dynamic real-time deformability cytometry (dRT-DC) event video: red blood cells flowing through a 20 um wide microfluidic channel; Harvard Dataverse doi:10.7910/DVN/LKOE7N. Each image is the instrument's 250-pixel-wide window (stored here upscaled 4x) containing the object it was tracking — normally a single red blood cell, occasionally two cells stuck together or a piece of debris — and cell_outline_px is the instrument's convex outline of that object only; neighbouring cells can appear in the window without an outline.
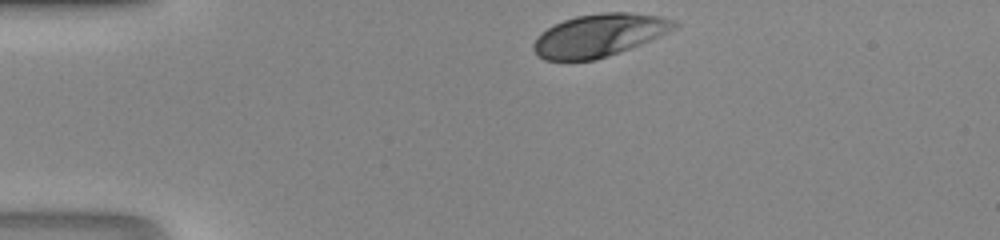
{"species": "human", "species_latin": "Homo sapiens", "temperature_condition": "room temperature", "stored_images_in_passage": 29, "camera_frame_rate_fps": 3000, "um_per_image_px": 0.085, "donor": {"sex": "male"}, "frame": {"image": 1, "passage_image": 1, "time_ms": 0.0, "image_size_px": [1000, 240], "cell_outline_px": [[680, 24], [676, 28], [668, 32], [640, 44], [608, 56], [596, 60], [544, 60], [536, 56], [532, 48], [532, 44], [540, 32], [564, 20], [576, 16], [604, 12], [628, 12], [660, 16], [676, 20]], "centroid_in_image_um": [50.92, 3.0], "position_along_channel_um": 34.1, "area_um2": 35.03}}
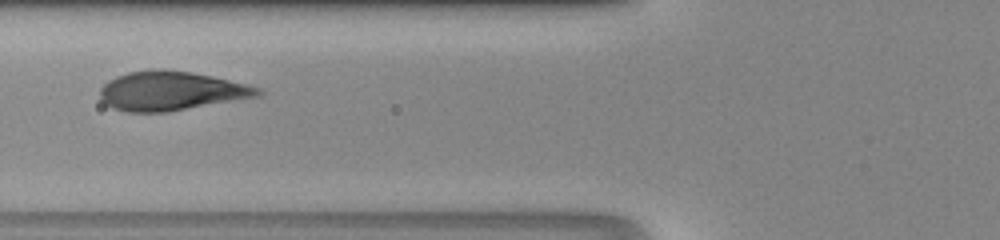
{"frame": {"image": 2, "passage_image": 10, "time_ms": 3.0, "image_size_px": [1000, 240], "cell_outline_px": [[264, 92], [260, 96], [164, 112], [128, 112], [112, 108], [104, 104], [100, 100], [100, 88], [108, 80], [116, 76], [128, 72], [152, 68], [160, 68], [188, 72], [212, 76], [260, 88]], "centroid_in_image_um": [14.47, 7.72], "position_along_channel_um": 111.3, "area_um2": 35.89}}
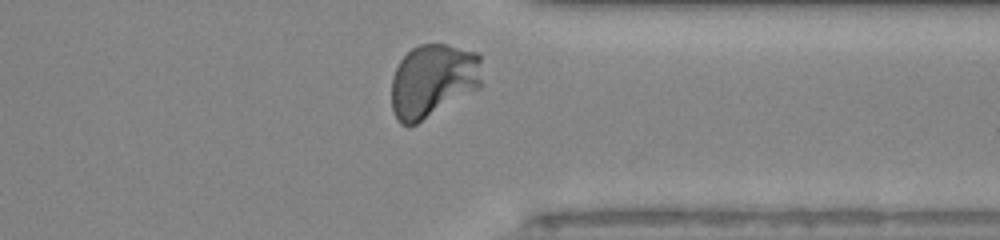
{"frame": {"image": 3, "passage_image": 28, "time_ms": 9.0, "image_size_px": [1000, 240], "cell_outline_px": [[484, 84], [480, 88], [416, 124], [408, 128], [400, 124], [396, 120], [392, 112], [392, 76], [400, 60], [412, 48], [420, 44], [444, 44], [476, 52], [480, 56]], "centroid_in_image_um": [36.81, 6.88], "position_along_channel_um": 374.6, "area_um2": 39.36}}